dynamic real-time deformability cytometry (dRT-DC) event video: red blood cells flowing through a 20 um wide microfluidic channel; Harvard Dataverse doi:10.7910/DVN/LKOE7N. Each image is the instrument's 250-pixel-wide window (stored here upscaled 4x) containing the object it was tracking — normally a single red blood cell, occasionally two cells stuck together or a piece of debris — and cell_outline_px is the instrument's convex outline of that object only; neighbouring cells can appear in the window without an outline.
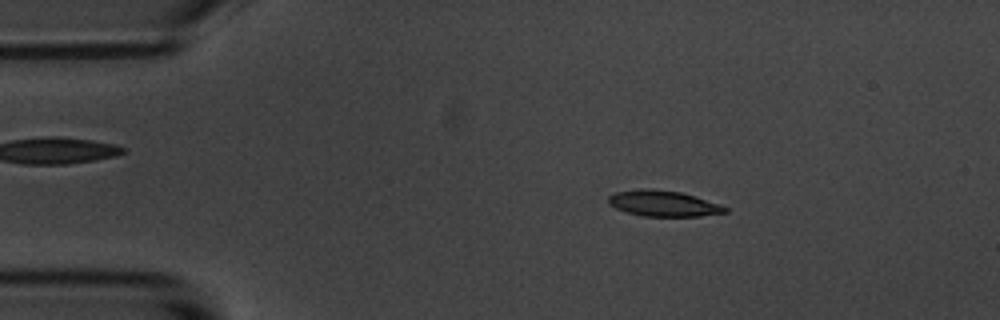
{"species": "common noctule bat (a hibernating species)", "species_latin": "Nyctalus noctula", "temperature_condition": "room temperature", "stored_images_in_passage": 55, "camera_frame_rate_fps": 3000, "um_per_image_px": 0.085, "animal": {"sex": "male", "body_mass_g": 20.1, "forearm_length_mm": 53.5}, "frame": {"image": 1, "passage_image": 8, "time_ms": 2.333, "image_size_px": [1000, 320], "cell_outline_px": [[728, 212], [700, 216], [644, 216], [628, 212], [616, 208], [608, 204], [608, 196], [616, 192], [640, 188], [644, 188], [680, 192], [720, 204], [728, 208]], "centroid_in_image_um": [56.37, 17.29], "position_along_channel_um": 28.6, "area_um2": 17.4}}
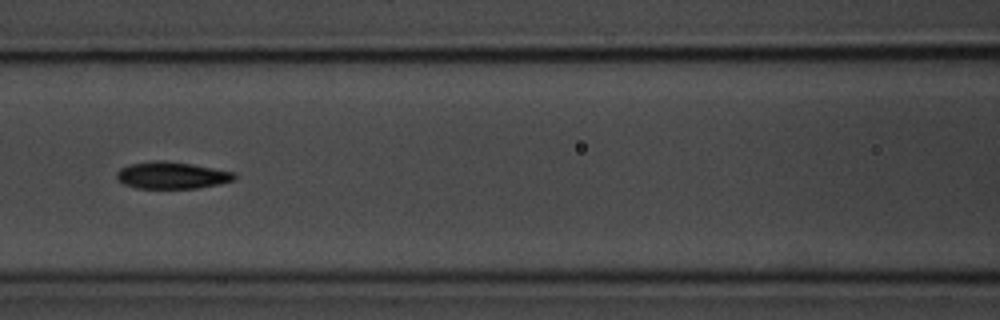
{"frame": {"image": 2, "passage_image": 23, "time_ms": 7.333, "image_size_px": [1000, 320], "cell_outline_px": [[236, 180], [220, 184], [196, 188], [136, 188], [124, 184], [116, 176], [116, 172], [120, 168], [128, 164], [156, 160], [164, 160], [192, 164], [232, 172], [236, 176]], "centroid_in_image_um": [14.59, 14.9], "position_along_channel_um": 152.0, "area_um2": 18.44}}
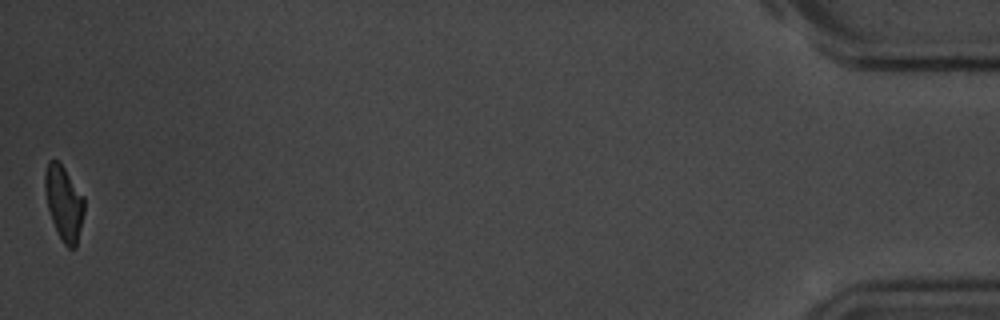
{"frame": {"image": 3, "passage_image": 55, "time_ms": 18.0, "image_size_px": [1000, 320], "cell_outline_px": [[84, 212], [76, 248], [68, 248], [64, 244], [56, 232], [48, 208], [44, 188], [44, 176], [48, 160], [56, 160], [64, 168], [84, 196]], "centroid_in_image_um": [5.43, 17.27], "position_along_channel_um": 429.8, "area_um2": 17.05}, "authors_computed_cell_mechanics": {"area_um2": 18.0336, "velocity_mm_per_s": 3.5006, "shape_relaxation_time_tau1_ms": 3.2891, "shape_relaxation_time_tau2_ms": 6.6838, "deformation_change_tau1": 0.1517, "deformation_change_tau2": 0.1066}}